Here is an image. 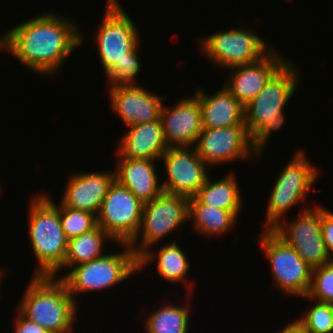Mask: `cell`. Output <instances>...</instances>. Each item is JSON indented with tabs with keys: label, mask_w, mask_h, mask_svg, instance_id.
<instances>
[{
	"label": "cell",
	"mask_w": 333,
	"mask_h": 333,
	"mask_svg": "<svg viewBox=\"0 0 333 333\" xmlns=\"http://www.w3.org/2000/svg\"><path fill=\"white\" fill-rule=\"evenodd\" d=\"M83 39L70 18L45 12L7 30L0 36V50L10 53L32 72L51 76L57 74Z\"/></svg>",
	"instance_id": "obj_1"
},
{
	"label": "cell",
	"mask_w": 333,
	"mask_h": 333,
	"mask_svg": "<svg viewBox=\"0 0 333 333\" xmlns=\"http://www.w3.org/2000/svg\"><path fill=\"white\" fill-rule=\"evenodd\" d=\"M291 58L271 77L260 93L244 107V124L252 140L253 150L262 158L268 139L285 122L284 109L295 95L299 67Z\"/></svg>",
	"instance_id": "obj_2"
},
{
	"label": "cell",
	"mask_w": 333,
	"mask_h": 333,
	"mask_svg": "<svg viewBox=\"0 0 333 333\" xmlns=\"http://www.w3.org/2000/svg\"><path fill=\"white\" fill-rule=\"evenodd\" d=\"M17 306L26 318L49 333H72L78 311L66 283L54 276H34Z\"/></svg>",
	"instance_id": "obj_3"
},
{
	"label": "cell",
	"mask_w": 333,
	"mask_h": 333,
	"mask_svg": "<svg viewBox=\"0 0 333 333\" xmlns=\"http://www.w3.org/2000/svg\"><path fill=\"white\" fill-rule=\"evenodd\" d=\"M28 210L29 243L39 266L34 276H53L64 265L68 249L59 205L47 193H39Z\"/></svg>",
	"instance_id": "obj_4"
},
{
	"label": "cell",
	"mask_w": 333,
	"mask_h": 333,
	"mask_svg": "<svg viewBox=\"0 0 333 333\" xmlns=\"http://www.w3.org/2000/svg\"><path fill=\"white\" fill-rule=\"evenodd\" d=\"M125 249L122 252L104 254L93 261L73 267L69 273L57 278L62 279L70 295L77 302L78 293L97 292L120 284L139 271L138 257L127 243H117Z\"/></svg>",
	"instance_id": "obj_5"
},
{
	"label": "cell",
	"mask_w": 333,
	"mask_h": 333,
	"mask_svg": "<svg viewBox=\"0 0 333 333\" xmlns=\"http://www.w3.org/2000/svg\"><path fill=\"white\" fill-rule=\"evenodd\" d=\"M188 219L189 198L162 191L153 201L143 205L141 225L129 247L139 258Z\"/></svg>",
	"instance_id": "obj_6"
},
{
	"label": "cell",
	"mask_w": 333,
	"mask_h": 333,
	"mask_svg": "<svg viewBox=\"0 0 333 333\" xmlns=\"http://www.w3.org/2000/svg\"><path fill=\"white\" fill-rule=\"evenodd\" d=\"M199 44L201 53L224 70L256 62L273 49L258 33L244 27L201 37Z\"/></svg>",
	"instance_id": "obj_7"
},
{
	"label": "cell",
	"mask_w": 333,
	"mask_h": 333,
	"mask_svg": "<svg viewBox=\"0 0 333 333\" xmlns=\"http://www.w3.org/2000/svg\"><path fill=\"white\" fill-rule=\"evenodd\" d=\"M259 239V245L271 264L276 287L287 296L305 297L310 288L313 269L272 230L264 229Z\"/></svg>",
	"instance_id": "obj_8"
},
{
	"label": "cell",
	"mask_w": 333,
	"mask_h": 333,
	"mask_svg": "<svg viewBox=\"0 0 333 333\" xmlns=\"http://www.w3.org/2000/svg\"><path fill=\"white\" fill-rule=\"evenodd\" d=\"M102 23L96 32V45L102 69L106 73L141 43L139 30L118 0H106Z\"/></svg>",
	"instance_id": "obj_9"
},
{
	"label": "cell",
	"mask_w": 333,
	"mask_h": 333,
	"mask_svg": "<svg viewBox=\"0 0 333 333\" xmlns=\"http://www.w3.org/2000/svg\"><path fill=\"white\" fill-rule=\"evenodd\" d=\"M143 205L128 188L114 180L97 214V225L116 243L129 244L139 231Z\"/></svg>",
	"instance_id": "obj_10"
},
{
	"label": "cell",
	"mask_w": 333,
	"mask_h": 333,
	"mask_svg": "<svg viewBox=\"0 0 333 333\" xmlns=\"http://www.w3.org/2000/svg\"><path fill=\"white\" fill-rule=\"evenodd\" d=\"M302 212L296 220L282 219L284 221L281 220L271 230L313 269L330 261L321 231L322 206L316 205L312 209L307 206Z\"/></svg>",
	"instance_id": "obj_11"
},
{
	"label": "cell",
	"mask_w": 333,
	"mask_h": 333,
	"mask_svg": "<svg viewBox=\"0 0 333 333\" xmlns=\"http://www.w3.org/2000/svg\"><path fill=\"white\" fill-rule=\"evenodd\" d=\"M160 160L167 176L161 183L162 190L167 193L194 197L210 175L211 168H207L195 147H169Z\"/></svg>",
	"instance_id": "obj_12"
},
{
	"label": "cell",
	"mask_w": 333,
	"mask_h": 333,
	"mask_svg": "<svg viewBox=\"0 0 333 333\" xmlns=\"http://www.w3.org/2000/svg\"><path fill=\"white\" fill-rule=\"evenodd\" d=\"M194 147L208 167L258 158L246 126L202 129Z\"/></svg>",
	"instance_id": "obj_13"
},
{
	"label": "cell",
	"mask_w": 333,
	"mask_h": 333,
	"mask_svg": "<svg viewBox=\"0 0 333 333\" xmlns=\"http://www.w3.org/2000/svg\"><path fill=\"white\" fill-rule=\"evenodd\" d=\"M201 119V105L195 94L181 98L171 108L163 104L160 120L168 148L195 146L203 129Z\"/></svg>",
	"instance_id": "obj_14"
},
{
	"label": "cell",
	"mask_w": 333,
	"mask_h": 333,
	"mask_svg": "<svg viewBox=\"0 0 333 333\" xmlns=\"http://www.w3.org/2000/svg\"><path fill=\"white\" fill-rule=\"evenodd\" d=\"M288 60L272 49L256 62L227 69L231 77L224 86L245 107Z\"/></svg>",
	"instance_id": "obj_15"
},
{
	"label": "cell",
	"mask_w": 333,
	"mask_h": 333,
	"mask_svg": "<svg viewBox=\"0 0 333 333\" xmlns=\"http://www.w3.org/2000/svg\"><path fill=\"white\" fill-rule=\"evenodd\" d=\"M109 90L111 108L126 127L160 119L161 99L167 96H159L141 85L110 87Z\"/></svg>",
	"instance_id": "obj_16"
},
{
	"label": "cell",
	"mask_w": 333,
	"mask_h": 333,
	"mask_svg": "<svg viewBox=\"0 0 333 333\" xmlns=\"http://www.w3.org/2000/svg\"><path fill=\"white\" fill-rule=\"evenodd\" d=\"M68 179L60 202L66 207L97 216L107 191L115 180V172H79Z\"/></svg>",
	"instance_id": "obj_17"
},
{
	"label": "cell",
	"mask_w": 333,
	"mask_h": 333,
	"mask_svg": "<svg viewBox=\"0 0 333 333\" xmlns=\"http://www.w3.org/2000/svg\"><path fill=\"white\" fill-rule=\"evenodd\" d=\"M118 158L158 160L168 149L164 140L161 120L128 126L119 138Z\"/></svg>",
	"instance_id": "obj_18"
},
{
	"label": "cell",
	"mask_w": 333,
	"mask_h": 333,
	"mask_svg": "<svg viewBox=\"0 0 333 333\" xmlns=\"http://www.w3.org/2000/svg\"><path fill=\"white\" fill-rule=\"evenodd\" d=\"M117 159L115 180L128 188L143 204L153 201L163 191L156 173L157 160Z\"/></svg>",
	"instance_id": "obj_19"
},
{
	"label": "cell",
	"mask_w": 333,
	"mask_h": 333,
	"mask_svg": "<svg viewBox=\"0 0 333 333\" xmlns=\"http://www.w3.org/2000/svg\"><path fill=\"white\" fill-rule=\"evenodd\" d=\"M201 105L203 129L245 126L244 106L223 85L219 91L208 95L202 88L194 93Z\"/></svg>",
	"instance_id": "obj_20"
},
{
	"label": "cell",
	"mask_w": 333,
	"mask_h": 333,
	"mask_svg": "<svg viewBox=\"0 0 333 333\" xmlns=\"http://www.w3.org/2000/svg\"><path fill=\"white\" fill-rule=\"evenodd\" d=\"M154 261L157 264L156 269L160 278L177 284L178 282L186 281L185 283L193 286V283L191 281L189 283L187 280L190 270L189 259L176 240L172 241V243L163 244L156 252L153 249L145 251L138 258L139 270Z\"/></svg>",
	"instance_id": "obj_21"
},
{
	"label": "cell",
	"mask_w": 333,
	"mask_h": 333,
	"mask_svg": "<svg viewBox=\"0 0 333 333\" xmlns=\"http://www.w3.org/2000/svg\"><path fill=\"white\" fill-rule=\"evenodd\" d=\"M207 177L204 185L198 190L194 196L201 204L210 207L228 210L237 218L243 207L242 192L239 190L237 178L232 173L222 177V179L214 181Z\"/></svg>",
	"instance_id": "obj_22"
},
{
	"label": "cell",
	"mask_w": 333,
	"mask_h": 333,
	"mask_svg": "<svg viewBox=\"0 0 333 333\" xmlns=\"http://www.w3.org/2000/svg\"><path fill=\"white\" fill-rule=\"evenodd\" d=\"M107 240L114 241L99 225L80 236L69 239L64 265L53 276L57 278V274L63 268H68L69 272L77 265L102 257L105 254L104 241Z\"/></svg>",
	"instance_id": "obj_23"
},
{
	"label": "cell",
	"mask_w": 333,
	"mask_h": 333,
	"mask_svg": "<svg viewBox=\"0 0 333 333\" xmlns=\"http://www.w3.org/2000/svg\"><path fill=\"white\" fill-rule=\"evenodd\" d=\"M189 219L193 221V228L208 238L224 236L237 222L232 212L201 204L195 197L189 198Z\"/></svg>",
	"instance_id": "obj_24"
},
{
	"label": "cell",
	"mask_w": 333,
	"mask_h": 333,
	"mask_svg": "<svg viewBox=\"0 0 333 333\" xmlns=\"http://www.w3.org/2000/svg\"><path fill=\"white\" fill-rule=\"evenodd\" d=\"M292 159L282 169L275 183L278 187L295 189L306 200L312 186L318 181L319 169L311 164V161L303 150H296Z\"/></svg>",
	"instance_id": "obj_25"
},
{
	"label": "cell",
	"mask_w": 333,
	"mask_h": 333,
	"mask_svg": "<svg viewBox=\"0 0 333 333\" xmlns=\"http://www.w3.org/2000/svg\"><path fill=\"white\" fill-rule=\"evenodd\" d=\"M187 305V306H186ZM190 304L160 306L146 319L147 333H188L190 320Z\"/></svg>",
	"instance_id": "obj_26"
},
{
	"label": "cell",
	"mask_w": 333,
	"mask_h": 333,
	"mask_svg": "<svg viewBox=\"0 0 333 333\" xmlns=\"http://www.w3.org/2000/svg\"><path fill=\"white\" fill-rule=\"evenodd\" d=\"M264 227L271 230L283 219L290 208L303 203L304 197L295 189L281 188L276 184L270 192ZM283 216V217H282Z\"/></svg>",
	"instance_id": "obj_27"
},
{
	"label": "cell",
	"mask_w": 333,
	"mask_h": 333,
	"mask_svg": "<svg viewBox=\"0 0 333 333\" xmlns=\"http://www.w3.org/2000/svg\"><path fill=\"white\" fill-rule=\"evenodd\" d=\"M59 218L66 238L80 236L97 226V216L93 213L64 206L59 202Z\"/></svg>",
	"instance_id": "obj_28"
},
{
	"label": "cell",
	"mask_w": 333,
	"mask_h": 333,
	"mask_svg": "<svg viewBox=\"0 0 333 333\" xmlns=\"http://www.w3.org/2000/svg\"><path fill=\"white\" fill-rule=\"evenodd\" d=\"M138 45L127 57L114 65L105 73L108 78L109 87L140 85L137 84L136 76L141 71V61L139 59Z\"/></svg>",
	"instance_id": "obj_29"
},
{
	"label": "cell",
	"mask_w": 333,
	"mask_h": 333,
	"mask_svg": "<svg viewBox=\"0 0 333 333\" xmlns=\"http://www.w3.org/2000/svg\"><path fill=\"white\" fill-rule=\"evenodd\" d=\"M307 310L295 320L305 333H333V304L315 301Z\"/></svg>",
	"instance_id": "obj_30"
},
{
	"label": "cell",
	"mask_w": 333,
	"mask_h": 333,
	"mask_svg": "<svg viewBox=\"0 0 333 333\" xmlns=\"http://www.w3.org/2000/svg\"><path fill=\"white\" fill-rule=\"evenodd\" d=\"M302 298L333 304V261L313 268L308 294Z\"/></svg>",
	"instance_id": "obj_31"
},
{
	"label": "cell",
	"mask_w": 333,
	"mask_h": 333,
	"mask_svg": "<svg viewBox=\"0 0 333 333\" xmlns=\"http://www.w3.org/2000/svg\"><path fill=\"white\" fill-rule=\"evenodd\" d=\"M321 231L330 261H333V212L322 206Z\"/></svg>",
	"instance_id": "obj_32"
},
{
	"label": "cell",
	"mask_w": 333,
	"mask_h": 333,
	"mask_svg": "<svg viewBox=\"0 0 333 333\" xmlns=\"http://www.w3.org/2000/svg\"><path fill=\"white\" fill-rule=\"evenodd\" d=\"M16 312L15 322H13L15 327L12 333H49L37 323L26 318L19 310Z\"/></svg>",
	"instance_id": "obj_33"
},
{
	"label": "cell",
	"mask_w": 333,
	"mask_h": 333,
	"mask_svg": "<svg viewBox=\"0 0 333 333\" xmlns=\"http://www.w3.org/2000/svg\"><path fill=\"white\" fill-rule=\"evenodd\" d=\"M293 321L285 325L282 329H278L276 333H305L302 327L295 320Z\"/></svg>",
	"instance_id": "obj_34"
},
{
	"label": "cell",
	"mask_w": 333,
	"mask_h": 333,
	"mask_svg": "<svg viewBox=\"0 0 333 333\" xmlns=\"http://www.w3.org/2000/svg\"><path fill=\"white\" fill-rule=\"evenodd\" d=\"M2 274H4V273H2V271H1V269H0V287H1V279H2ZM1 292V291H0Z\"/></svg>",
	"instance_id": "obj_35"
}]
</instances>
